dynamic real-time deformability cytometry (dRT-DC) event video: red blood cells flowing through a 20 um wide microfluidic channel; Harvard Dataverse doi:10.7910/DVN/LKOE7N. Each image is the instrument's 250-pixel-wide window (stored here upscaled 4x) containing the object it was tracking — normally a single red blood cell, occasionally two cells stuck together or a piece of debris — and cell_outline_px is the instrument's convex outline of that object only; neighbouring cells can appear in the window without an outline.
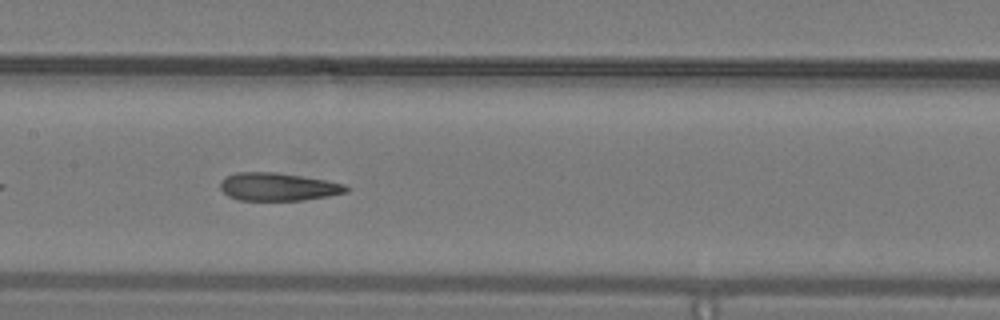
{"species": "common noctule bat (a hibernating species)", "species_latin": "Nyctalus noctula", "temperature_condition": "warm", "stored_images_in_passage": 35, "camera_frame_rate_fps": 3000, "um_per_image_px": 0.085, "animal": {"sex": "male", "body_mass_g": 19.2, "forearm_length_mm": 51.8}, "frame": {"image": 1, "passage_image": 11, "time_ms": 3.333, "image_size_px": [1000, 320], "cell_outline_px": [[348, 192], [328, 196], [304, 200], [240, 200], [228, 196], [220, 188], [220, 180], [224, 176], [236, 172], [276, 172], [324, 180], [344, 184], [348, 188]], "centroid_in_image_um": [23.58, 15.87], "position_along_channel_um": 183.8, "area_um2": 20.46}}
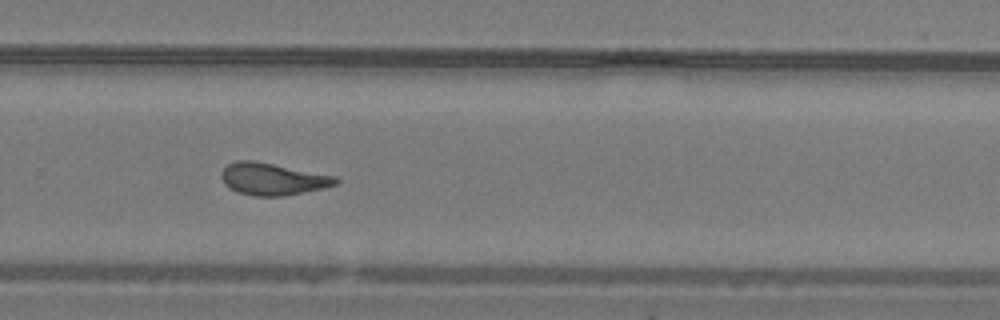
{"frame": {"image": 2, "passage_image": 20, "time_ms": 6.333, "image_size_px": [1000, 320], "cell_outline_px": [[340, 180], [336, 184], [324, 188], [280, 196], [252, 196], [236, 192], [224, 184], [220, 176], [220, 172], [228, 164], [236, 160], [256, 160], [336, 176]], "centroid_in_image_um": [23.14, 15.2], "position_along_channel_um": 306.7, "area_um2": 21.56}, "authors_computed_cell_mechanics": {"area_um2": 20.8658, "velocity_mm_per_s": 4.113, "shape_relaxation_time_tau1_ms": null, "shape_relaxation_time_tau2_ms": 1.3763, "deformation_change_tau1": null, "deformation_change_tau2": 0.0965}}